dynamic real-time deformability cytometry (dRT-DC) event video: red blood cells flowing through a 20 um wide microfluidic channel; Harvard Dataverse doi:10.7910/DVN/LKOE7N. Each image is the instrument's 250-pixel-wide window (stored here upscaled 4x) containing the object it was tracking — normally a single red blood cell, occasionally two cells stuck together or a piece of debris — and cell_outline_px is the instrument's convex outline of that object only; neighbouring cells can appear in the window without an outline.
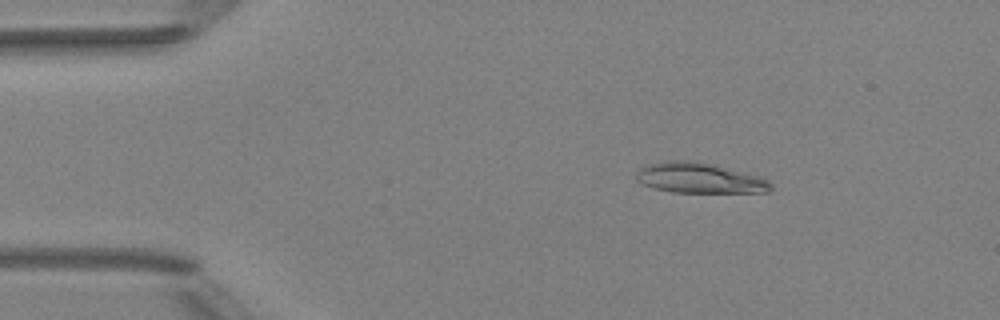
{"species": "Egyptian fruit bat (a non-hibernating species)", "species_latin": "Rousettus aegyptiacus", "temperature_condition": "room temperature", "stored_images_in_passage": 5, "camera_frame_rate_fps": 3000, "um_per_image_px": 0.085, "animal": {"sex": "female"}, "frame": {"image": 1, "passage_image": 3, "time_ms": 2.333, "image_size_px": [1000, 320], "cell_outline_px": [[772, 188], [768, 192], [672, 192], [656, 188], [644, 184], [636, 180], [636, 172], [640, 168], [648, 164], [668, 160], [692, 160], [712, 164], [756, 176], [768, 180], [772, 184]], "centroid_in_image_um": [59.42, 15.13], "position_along_channel_um": 25.6, "area_um2": 23.47}}
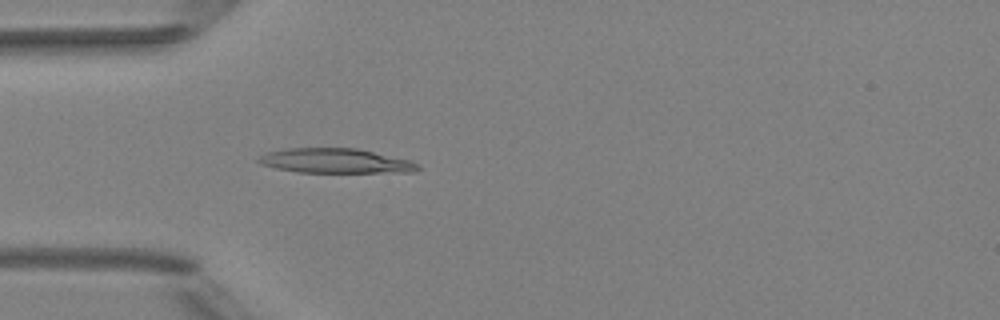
{"frame": {"image": 2, "passage_image": 5, "time_ms": 4.667, "image_size_px": [1000, 320], "cell_outline_px": [[420, 168], [416, 172], [300, 172], [276, 168], [260, 164], [256, 160], [260, 156], [268, 152], [288, 148], [356, 148], [408, 160], [420, 164]], "centroid_in_image_um": [28.51, 13.67], "position_along_channel_um": 56.5, "area_um2": 22.66}}